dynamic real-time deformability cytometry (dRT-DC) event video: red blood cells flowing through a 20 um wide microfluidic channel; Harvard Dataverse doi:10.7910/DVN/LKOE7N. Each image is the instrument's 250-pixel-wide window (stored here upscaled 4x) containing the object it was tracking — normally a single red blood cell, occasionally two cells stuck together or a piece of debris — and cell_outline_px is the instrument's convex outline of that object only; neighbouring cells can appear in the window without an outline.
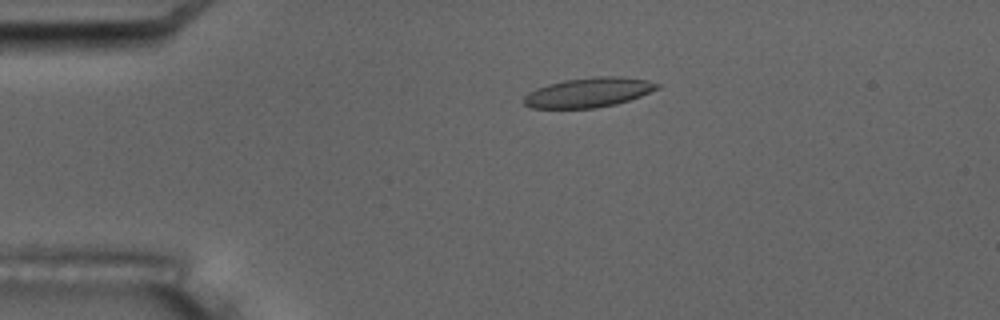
{"species": "common noctule bat (a hibernating species)", "species_latin": "Nyctalus noctula", "temperature_condition": "room temperature", "stored_images_in_passage": 3, "camera_frame_rate_fps": 3000, "um_per_image_px": 0.085, "animal": {"sex": "male", "body_mass_g": 17.5, "forearm_length_mm": 52.3}, "frame": {"image": 1, "passage_image": 2, "time_ms": 2.0, "image_size_px": [1000, 320], "cell_outline_px": [[660, 88], [640, 96], [616, 104], [596, 108], [532, 108], [524, 104], [524, 96], [528, 92], [536, 88], [548, 84], [564, 80], [592, 76], [620, 76], [644, 80], [660, 84]], "centroid_in_image_um": [50.01, 7.85], "position_along_channel_um": 35.0, "area_um2": 23.0}}